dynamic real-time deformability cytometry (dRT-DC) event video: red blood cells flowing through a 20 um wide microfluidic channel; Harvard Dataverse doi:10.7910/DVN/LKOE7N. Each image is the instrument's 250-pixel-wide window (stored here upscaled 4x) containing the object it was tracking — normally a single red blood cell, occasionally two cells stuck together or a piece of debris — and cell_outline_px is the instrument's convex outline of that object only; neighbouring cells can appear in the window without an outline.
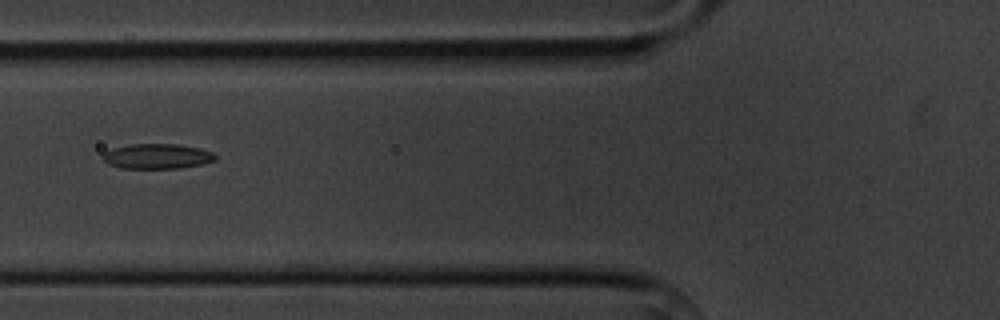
{"species": "common noctule bat (a hibernating species)", "species_latin": "Nyctalus noctula", "temperature_condition": "cold", "stored_images_in_passage": 3, "camera_frame_rate_fps": 3000, "um_per_image_px": 0.085, "animal": {"sex": "male", "body_mass_g": 20.1, "forearm_length_mm": 53.5}, "frame": {"image": 1, "passage_image": 3, "time_ms": 4.667, "image_size_px": [1000, 320], "cell_outline_px": [[216, 160], [200, 164], [180, 168], [120, 168], [108, 164], [100, 156], [104, 152], [112, 148], [132, 144], [176, 144], [200, 148], [212, 152], [216, 156]], "centroid_in_image_um": [13.32, 13.28], "position_along_channel_um": 112.5, "area_um2": 16.42}}